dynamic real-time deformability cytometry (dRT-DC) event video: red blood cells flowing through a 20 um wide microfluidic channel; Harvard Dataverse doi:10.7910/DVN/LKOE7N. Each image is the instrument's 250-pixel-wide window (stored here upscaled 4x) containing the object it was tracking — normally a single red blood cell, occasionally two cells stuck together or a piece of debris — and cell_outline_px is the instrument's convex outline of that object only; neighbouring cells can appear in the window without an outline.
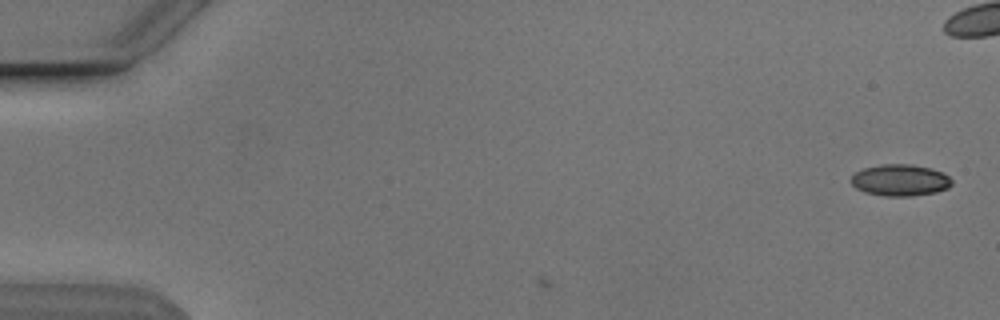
{"species": "Egyptian fruit bat (a non-hibernating species)", "species_latin": "Rousettus aegyptiacus", "temperature_condition": "cold", "stored_images_in_passage": 3, "camera_frame_rate_fps": 3000, "um_per_image_px": 0.085, "animal": {"sex": "male"}, "frame": {"image": 1, "passage_image": 3, "time_ms": 0.667, "image_size_px": [1000, 320], "cell_outline_px": [[952, 184], [948, 188], [936, 192], [912, 196], [884, 196], [864, 192], [856, 188], [852, 184], [852, 176], [856, 172], [864, 168], [880, 164], [912, 164], [944, 172], [952, 180]], "centroid_in_image_um": [76.53, 15.32], "position_along_channel_um": 8.5, "area_um2": 18.55}}